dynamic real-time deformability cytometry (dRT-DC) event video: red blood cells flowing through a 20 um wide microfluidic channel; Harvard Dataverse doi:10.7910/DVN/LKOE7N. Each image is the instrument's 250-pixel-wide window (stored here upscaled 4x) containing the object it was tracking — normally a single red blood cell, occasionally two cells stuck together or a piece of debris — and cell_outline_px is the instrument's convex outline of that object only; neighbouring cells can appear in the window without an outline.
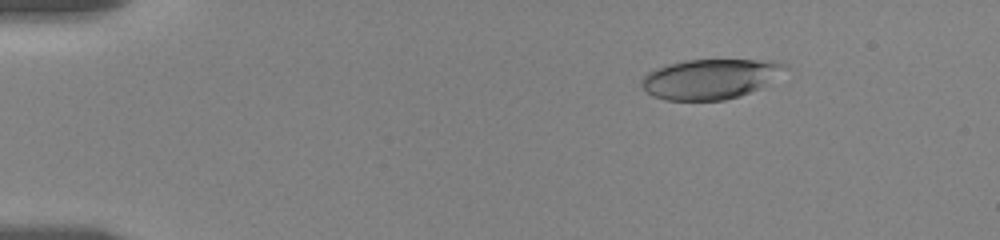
{"species": "human", "species_latin": "Homo sapiens", "temperature_condition": "room temperature", "stored_images_in_passage": 54, "camera_frame_rate_fps": 3000, "um_per_image_px": 0.085, "donor": {"sex": "female"}, "frame": {"image": 1, "passage_image": 5, "time_ms": 1.333, "image_size_px": [1000, 240], "cell_outline_px": [[788, 68], [760, 88], [740, 96], [724, 100], [664, 100], [652, 96], [640, 84], [640, 80], [648, 72], [656, 68], [668, 64], [684, 60], [756, 60], [788, 64]], "centroid_in_image_um": [60.32, 6.71], "position_along_channel_um": 24.7, "area_um2": 33.18}}
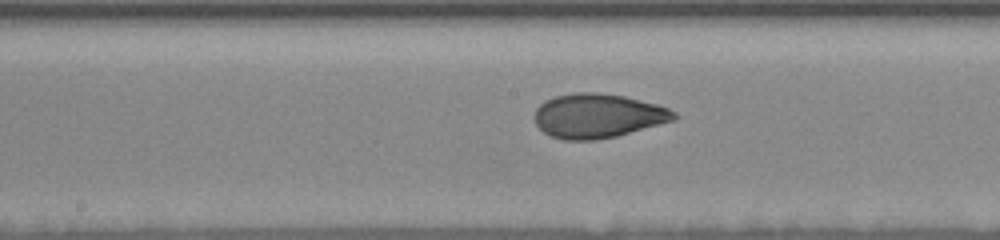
{"frame": {"image": 2, "passage_image": 27, "time_ms": 8.667, "image_size_px": [1000, 240], "cell_outline_px": [[680, 116], [676, 120], [616, 136], [596, 140], [564, 140], [552, 136], [544, 132], [536, 124], [536, 108], [544, 100], [556, 96], [576, 92], [596, 92], [624, 96], [656, 104], [668, 108], [676, 112]], "centroid_in_image_um": [50.85, 9.84], "position_along_channel_um": 197.4, "area_um2": 35.95}}
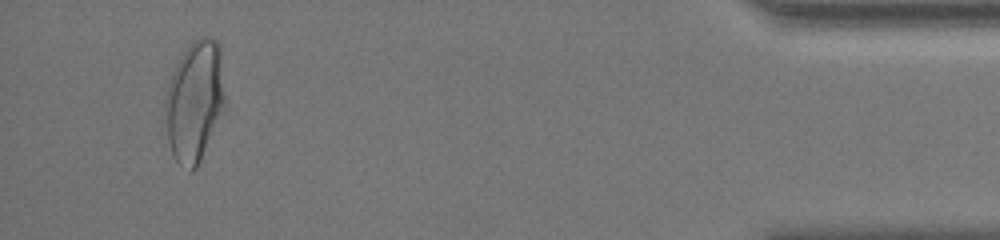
{"frame": {"image": 3, "passage_image": 51, "time_ms": 16.667, "image_size_px": [1000, 240], "cell_outline_px": [[228, 112], [196, 168], [192, 172], [188, 172], [176, 160], [172, 152], [168, 140], [164, 108], [164, 92], [172, 72], [176, 64], [192, 40], [200, 36], [212, 36], [220, 44], [228, 108]], "centroid_in_image_um": [16.62, 8.61], "position_along_channel_um": 418.6, "area_um2": 44.22}, "authors_computed_cell_mechanics": {"area_um2": 35.7493, "velocity_mm_per_s": 3.5335, "shape_relaxation_time_tau1_ms": 4.3488, "shape_relaxation_time_tau2_ms": 1.0646, "deformation_change_tau1": 0.1771, "deformation_change_tau2": 0.0608}}